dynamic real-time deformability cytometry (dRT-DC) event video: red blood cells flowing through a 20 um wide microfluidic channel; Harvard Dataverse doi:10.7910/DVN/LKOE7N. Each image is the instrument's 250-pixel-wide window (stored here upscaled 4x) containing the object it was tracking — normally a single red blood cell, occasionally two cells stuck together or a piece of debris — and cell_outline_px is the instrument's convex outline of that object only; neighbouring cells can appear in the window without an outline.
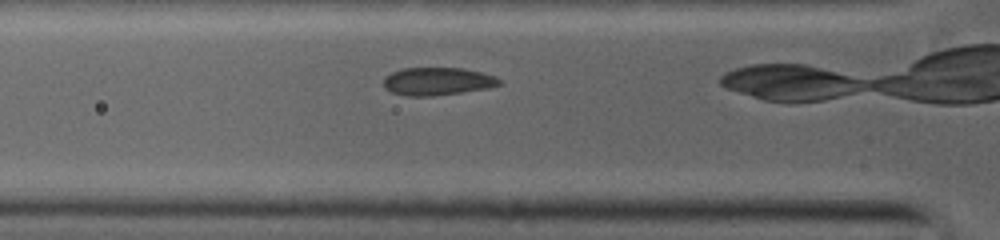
{"species": "common noctule bat (a hibernating species)", "species_latin": "Nyctalus noctula", "temperature_condition": "warm", "stored_images_in_passage": 35, "camera_frame_rate_fps": 5000, "um_per_image_px": 0.085, "animal": {"sex": "female", "body_mass_g": 19.0, "forearm_length_mm": 53.3}, "frame": {"image": 1, "passage_image": 6, "time_ms": 1.2, "image_size_px": [1000, 240], "cell_outline_px": [[500, 84], [484, 88], [460, 92], [428, 96], [412, 96], [392, 92], [384, 84], [384, 80], [392, 72], [404, 68], [460, 68], [480, 72], [492, 76], [500, 80]], "centroid_in_image_um": [37.16, 6.9], "position_along_channel_um": 88.6, "area_um2": 18.03}}
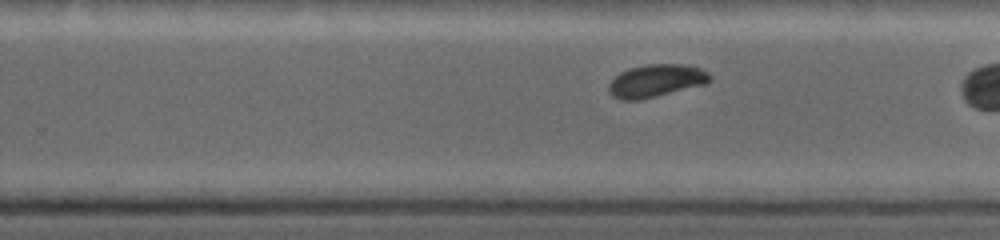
{"frame": {"image": 2, "passage_image": 25, "time_ms": 5.4, "image_size_px": [1000, 240], "cell_outline_px": [[708, 80], [704, 84], [636, 100], [624, 100], [612, 96], [608, 92], [608, 84], [620, 72], [628, 68], [648, 64], [680, 64], [700, 68], [708, 76]], "centroid_in_image_um": [55.66, 6.85], "position_along_channel_um": 274.1, "area_um2": 18.61}}